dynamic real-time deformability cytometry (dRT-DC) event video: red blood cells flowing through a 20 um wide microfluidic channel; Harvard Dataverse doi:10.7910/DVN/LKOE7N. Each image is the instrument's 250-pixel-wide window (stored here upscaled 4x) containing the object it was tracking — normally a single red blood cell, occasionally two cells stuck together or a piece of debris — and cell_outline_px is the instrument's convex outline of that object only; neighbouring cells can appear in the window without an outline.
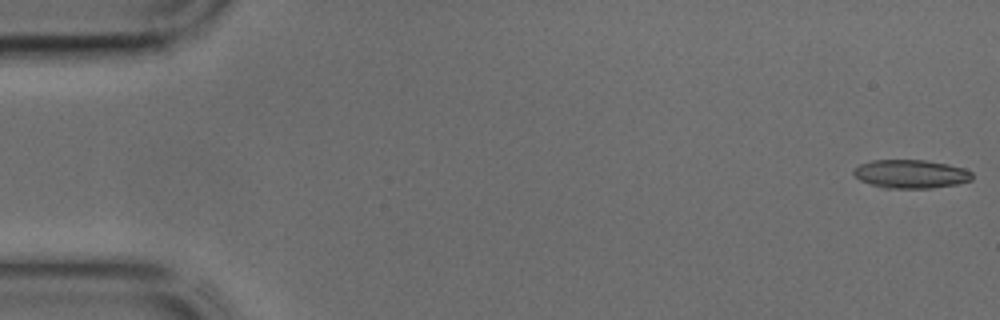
{"species": "common noctule bat (a hibernating species)", "species_latin": "Nyctalus noctula", "temperature_condition": "cold", "stored_images_in_passage": 43, "camera_frame_rate_fps": 3000, "um_per_image_px": 0.085, "animal": {"sex": "male", "body_mass_g": 17.9, "forearm_length_mm": 54.2}, "frame": {"image": 1, "passage_image": 1, "time_ms": 0.0, "image_size_px": [1000, 320], "cell_outline_px": [[972, 180], [956, 184], [932, 188], [884, 188], [860, 180], [852, 172], [860, 164], [872, 160], [924, 160], [948, 164], [964, 168], [972, 172]], "centroid_in_image_um": [77.44, 14.78], "position_along_channel_um": 7.6, "area_um2": 19.59}}
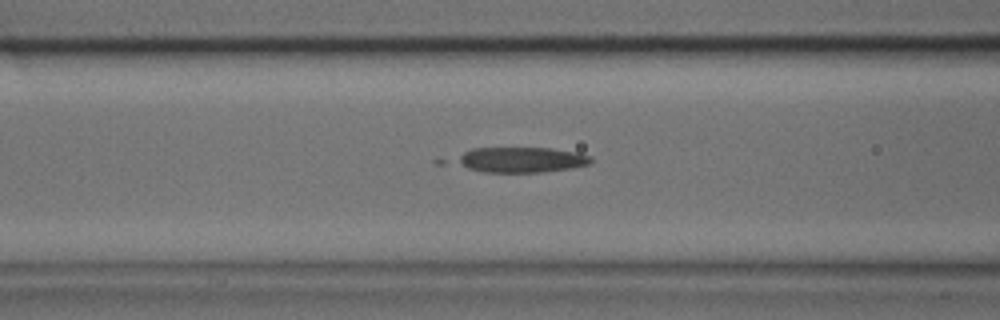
{"frame": {"image": 2, "passage_image": 17, "time_ms": 5.333, "image_size_px": [1000, 320], "cell_outline_px": [[592, 160], [588, 164], [572, 168], [544, 172], [484, 172], [468, 168], [452, 160], [464, 152], [472, 148], [548, 148], [576, 152], [592, 156]], "centroid_in_image_um": [44.3, 13.58], "position_along_channel_um": 122.3, "area_um2": 19.83}}
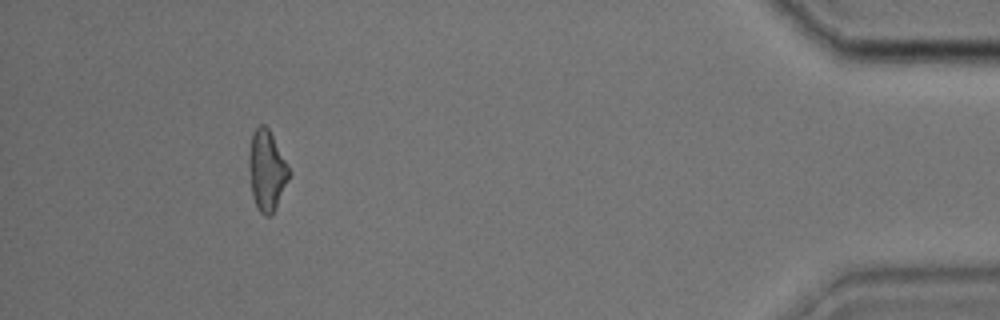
{"frame": {"image": 3, "passage_image": 40, "time_ms": 13.0, "image_size_px": [1000, 320], "cell_outline_px": [[292, 172], [276, 208], [268, 216], [264, 216], [260, 212], [252, 196], [248, 168], [248, 156], [252, 132], [260, 124], [264, 124], [268, 128]], "centroid_in_image_um": [22.67, 14.48], "position_along_channel_um": 412.5, "area_um2": 18.9}}